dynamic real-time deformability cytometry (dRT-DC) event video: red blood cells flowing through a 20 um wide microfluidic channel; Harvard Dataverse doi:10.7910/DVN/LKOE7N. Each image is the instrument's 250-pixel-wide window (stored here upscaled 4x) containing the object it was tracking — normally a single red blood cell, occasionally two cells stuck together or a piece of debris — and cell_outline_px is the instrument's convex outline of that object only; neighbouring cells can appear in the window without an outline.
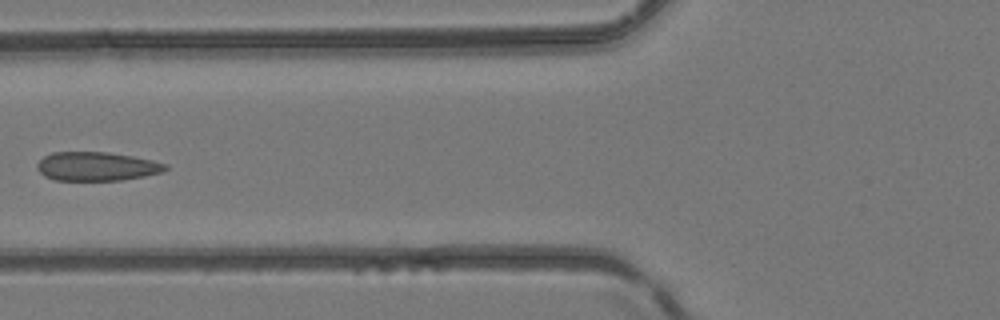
{"species": "common noctule bat (a hibernating species)", "species_latin": "Nyctalus noctula", "temperature_condition": "room temperature", "stored_images_in_passage": 6, "camera_frame_rate_fps": 3000, "um_per_image_px": 0.085, "animal": {"sex": "female", "body_mass_g": 24.6, "forearm_length_mm": 56.2}, "frame": {"image": 1, "passage_image": 6, "time_ms": 1.667, "image_size_px": [1000, 320], "cell_outline_px": [[168, 168], [164, 172], [144, 176], [120, 180], [56, 180], [44, 176], [36, 168], [36, 164], [44, 156], [52, 152], [108, 152], [132, 156], [152, 160], [168, 164]], "centroid_in_image_um": [8.22, 14.14], "position_along_channel_um": 117.6, "area_um2": 21.62}}